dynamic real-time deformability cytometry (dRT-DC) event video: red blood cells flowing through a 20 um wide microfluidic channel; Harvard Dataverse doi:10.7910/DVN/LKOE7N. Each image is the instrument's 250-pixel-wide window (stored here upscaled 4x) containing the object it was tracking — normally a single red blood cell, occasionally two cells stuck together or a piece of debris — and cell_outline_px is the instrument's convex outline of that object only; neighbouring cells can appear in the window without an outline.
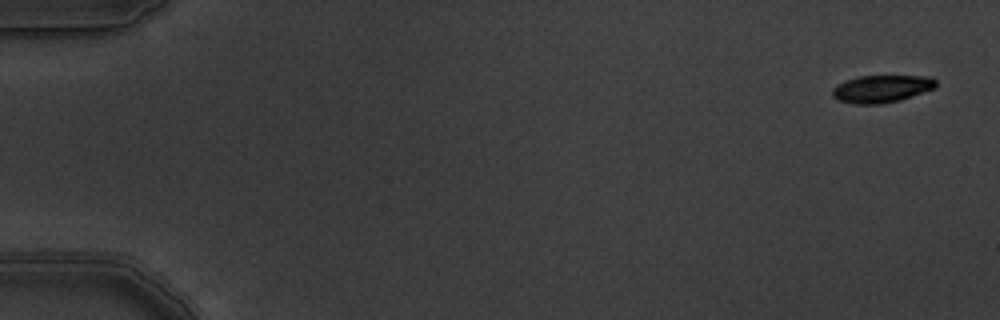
{"species": "common noctule bat (a hibernating species)", "species_latin": "Nyctalus noctula", "temperature_condition": "warm", "stored_images_in_passage": 7, "camera_frame_rate_fps": 3000, "um_per_image_px": 0.085, "animal": {"sex": "male", "body_mass_g": 19.5, "forearm_length_mm": 54.6}, "frame": {"image": 1, "passage_image": 1, "time_ms": 0.0, "image_size_px": [1000, 320], "cell_outline_px": [[936, 88], [900, 100], [880, 104], [856, 104], [840, 100], [832, 96], [832, 88], [836, 84], [860, 76], [932, 76], [936, 80]], "centroid_in_image_um": [74.96, 7.54], "position_along_channel_um": 10.0, "area_um2": 16.53}}
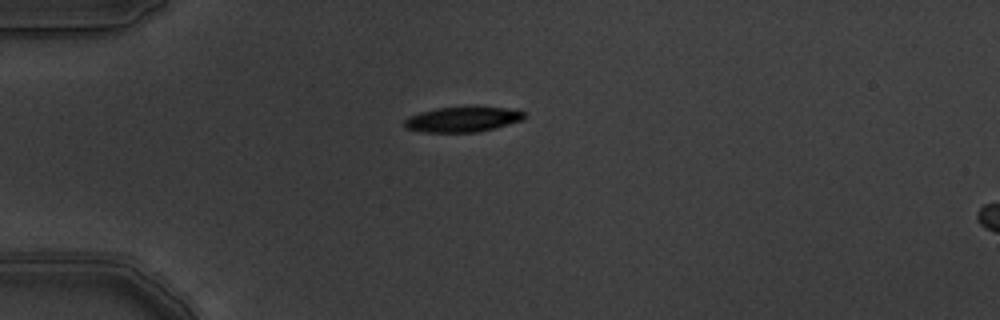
{"frame": {"image": 2, "passage_image": 5, "time_ms": 1.333, "image_size_px": [1000, 320], "cell_outline_px": [[524, 120], [476, 132], [424, 132], [404, 128], [404, 120], [408, 116], [420, 112], [436, 108], [476, 104], [504, 108], [524, 112]], "centroid_in_image_um": [39.29, 10.1], "position_along_channel_um": 45.7, "area_um2": 18.09}}